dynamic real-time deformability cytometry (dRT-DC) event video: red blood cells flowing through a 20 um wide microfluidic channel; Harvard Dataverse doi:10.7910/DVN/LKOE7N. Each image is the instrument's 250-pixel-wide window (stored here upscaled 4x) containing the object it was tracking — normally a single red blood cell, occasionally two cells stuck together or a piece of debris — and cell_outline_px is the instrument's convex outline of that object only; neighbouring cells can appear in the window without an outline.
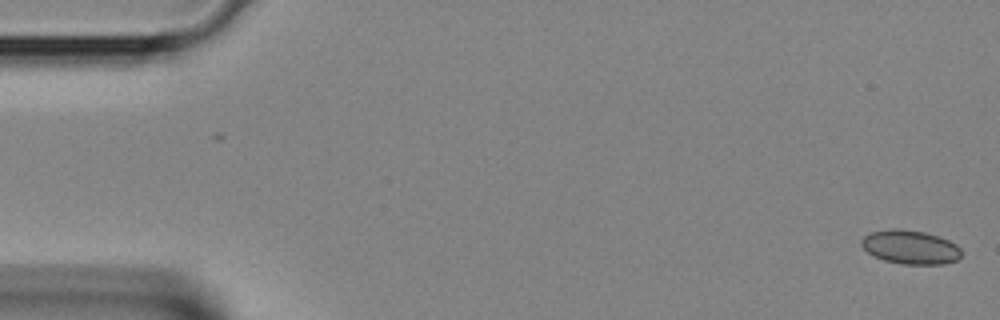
{"species": "Egyptian fruit bat (a non-hibernating species)", "species_latin": "Rousettus aegyptiacus", "temperature_condition": "room temperature", "stored_images_in_passage": 10, "camera_frame_rate_fps": 3000, "um_per_image_px": 0.085, "animal": {"sex": "female"}, "frame": {"image": 1, "passage_image": 1, "time_ms": 0.0, "image_size_px": [1000, 320], "cell_outline_px": [[960, 256], [956, 260], [944, 264], [904, 264], [884, 260], [868, 252], [860, 244], [860, 240], [864, 236], [872, 232], [892, 228], [900, 228], [924, 232], [948, 240], [956, 244], [960, 248]], "centroid_in_image_um": [77.36, 21.0], "position_along_channel_um": 7.6, "area_um2": 19.54}}